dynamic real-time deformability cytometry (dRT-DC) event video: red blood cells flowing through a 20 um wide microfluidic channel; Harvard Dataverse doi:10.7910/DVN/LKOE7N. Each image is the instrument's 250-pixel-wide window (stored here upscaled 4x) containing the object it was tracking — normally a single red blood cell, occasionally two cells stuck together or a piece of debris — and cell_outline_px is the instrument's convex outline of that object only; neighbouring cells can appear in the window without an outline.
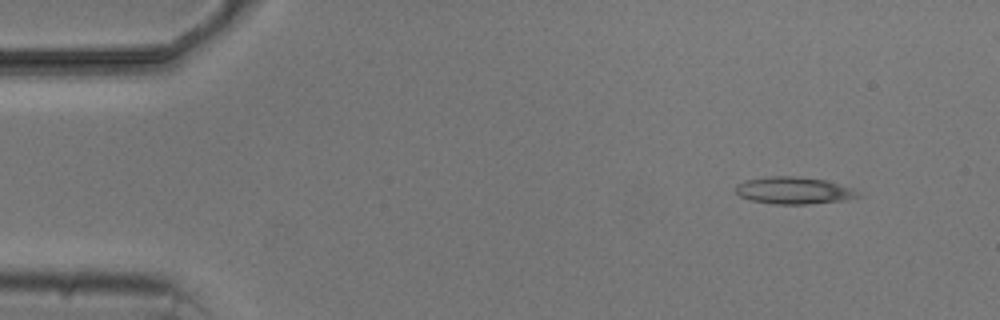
{"species": "common noctule bat (a hibernating species)", "species_latin": "Nyctalus noctula", "temperature_condition": "cold", "stored_images_in_passage": 8, "camera_frame_rate_fps": 3000, "um_per_image_px": 0.085, "animal": {"sex": "male", "body_mass_g": 20.5, "forearm_length_mm": 52.5}, "frame": {"image": 1, "passage_image": 1, "time_ms": 0.0, "image_size_px": [1000, 320], "cell_outline_px": [[864, 196], [844, 200], [808, 204], [772, 204], [752, 200], [740, 196], [736, 192], [736, 184], [744, 180], [772, 176], [792, 176], [828, 180], [852, 188]], "centroid_in_image_um": [67.5, 16.19], "position_along_channel_um": 17.5, "area_um2": 19.36}}
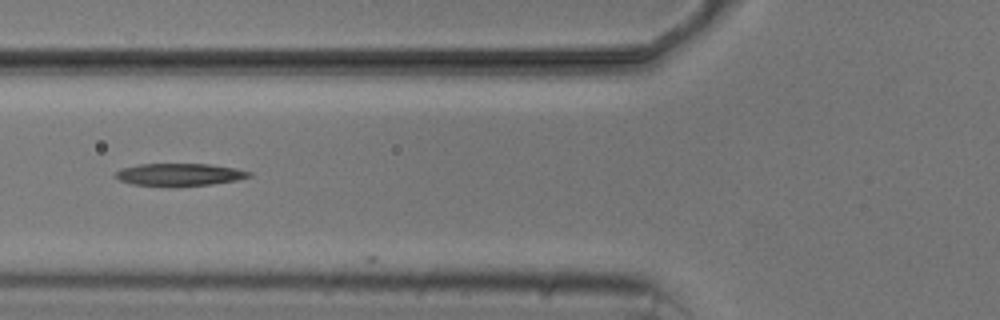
{"frame": {"image": 2, "passage_image": 5, "time_ms": 5.0, "image_size_px": [1000, 320], "cell_outline_px": [[252, 176], [236, 180], [212, 184], [172, 188], [168, 188], [132, 184], [120, 180], [116, 176], [116, 172], [120, 168], [140, 164], [208, 164], [232, 168], [252, 172]], "centroid_in_image_um": [15.22, 14.87], "position_along_channel_um": 110.6, "area_um2": 17.8}}
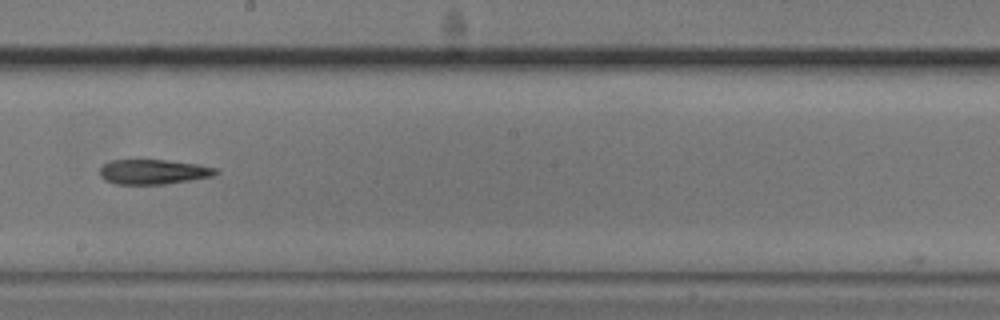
{"frame": {"image": 3, "passage_image": 8, "time_ms": 8.333, "image_size_px": [1000, 320], "cell_outline_px": [[220, 172], [212, 176], [192, 180], [164, 184], [116, 184], [104, 180], [100, 176], [100, 168], [104, 164], [112, 160], [168, 160], [196, 164], [220, 168]], "centroid_in_image_um": [13.07, 14.6], "position_along_channel_um": 235.1, "area_um2": 16.88}}